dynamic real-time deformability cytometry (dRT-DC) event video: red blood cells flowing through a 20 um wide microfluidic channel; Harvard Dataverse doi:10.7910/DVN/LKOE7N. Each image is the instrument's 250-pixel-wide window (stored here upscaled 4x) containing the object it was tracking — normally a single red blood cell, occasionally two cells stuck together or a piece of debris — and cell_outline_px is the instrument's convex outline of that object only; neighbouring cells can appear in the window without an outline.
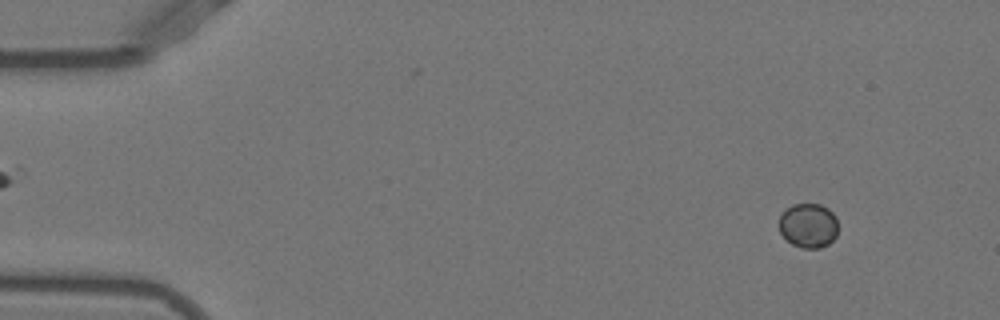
{"species": "Egyptian fruit bat (a non-hibernating species)", "species_latin": "Rousettus aegyptiacus", "temperature_condition": "warm", "stored_images_in_passage": 52, "camera_frame_rate_fps": 3000, "um_per_image_px": 0.085, "animal": {"sex": "female"}, "frame": {"image": 1, "passage_image": 5, "time_ms": 1.333, "image_size_px": [1000, 320], "cell_outline_px": [[836, 236], [828, 244], [820, 248], [804, 248], [792, 244], [780, 232], [780, 216], [792, 204], [820, 204], [828, 208], [836, 216]], "centroid_in_image_um": [68.72, 19.16], "position_along_channel_um": 16.3, "area_um2": 15.09}}
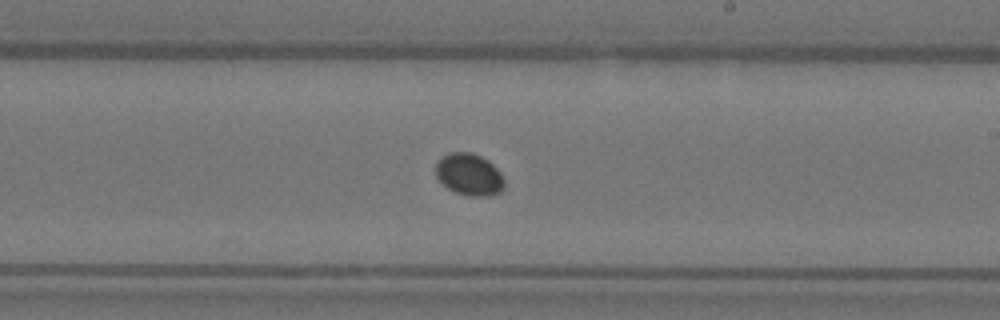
{"frame": {"image": 2, "passage_image": 31, "time_ms": 10.0, "image_size_px": [1000, 320], "cell_outline_px": [[504, 188], [500, 192], [488, 196], [468, 196], [456, 192], [448, 188], [436, 176], [436, 160], [440, 156], [448, 152], [472, 152], [488, 160], [500, 172], [504, 180]], "centroid_in_image_um": [39.87, 14.81], "position_along_channel_um": 249.1, "area_um2": 16.88}}
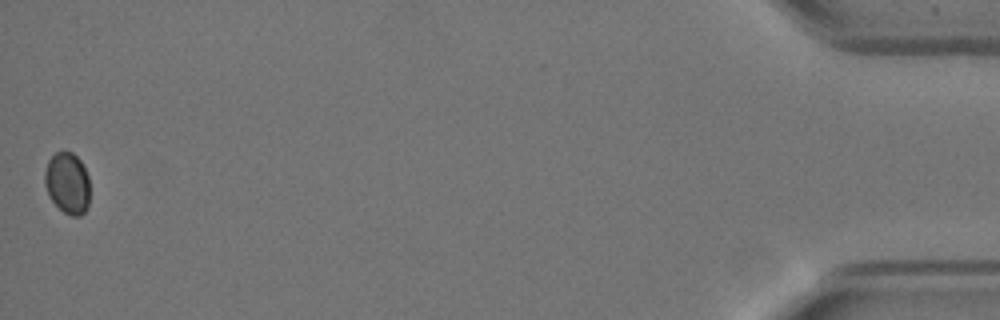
{"frame": {"image": 3, "passage_image": 52, "time_ms": 17.0, "image_size_px": [1000, 320], "cell_outline_px": [[88, 208], [80, 216], [72, 216], [64, 212], [52, 200], [44, 184], [44, 172], [48, 160], [56, 152], [64, 148], [72, 152], [80, 160], [88, 176]], "centroid_in_image_um": [5.72, 15.52], "position_along_channel_um": 429.5, "area_um2": 16.18}}